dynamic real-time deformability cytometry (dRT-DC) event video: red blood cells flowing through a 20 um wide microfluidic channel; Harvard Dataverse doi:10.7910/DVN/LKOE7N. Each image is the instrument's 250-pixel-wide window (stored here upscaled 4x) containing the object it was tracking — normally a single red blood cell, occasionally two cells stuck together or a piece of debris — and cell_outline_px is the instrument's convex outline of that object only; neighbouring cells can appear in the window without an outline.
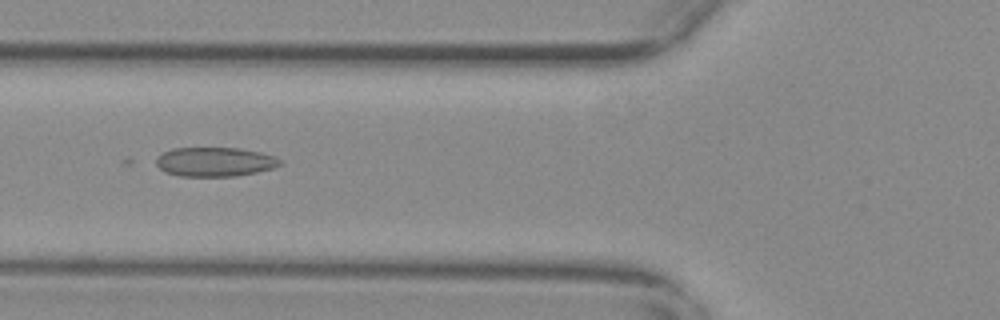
{"species": "common noctule bat (a hibernating species)", "species_latin": "Nyctalus noctula", "temperature_condition": "warm", "stored_images_in_passage": 43, "camera_frame_rate_fps": 3000, "um_per_image_px": 0.085, "animal": {"sex": "female", "body_mass_g": 29.2, "forearm_length_mm": 56.3}, "frame": {"image": 1, "passage_image": 9, "time_ms": 2.667, "image_size_px": [1000, 320], "cell_outline_px": [[280, 164], [272, 168], [256, 172], [236, 176], [180, 176], [164, 172], [156, 164], [156, 156], [172, 148], [240, 148], [260, 152], [272, 156], [280, 160]], "centroid_in_image_um": [18.21, 13.75], "position_along_channel_um": 107.6, "area_um2": 20.98}}
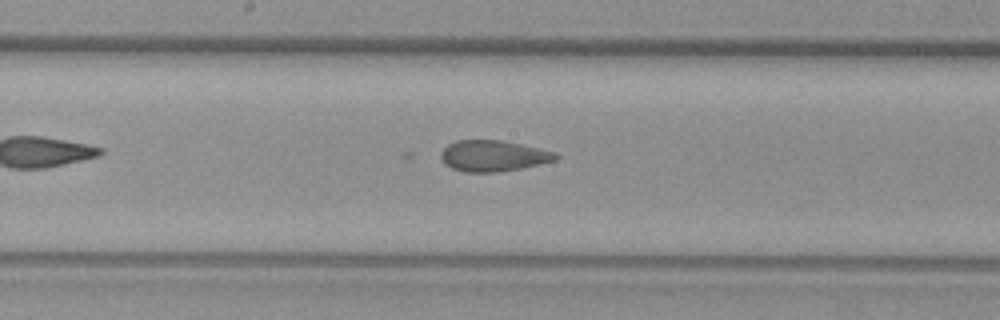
{"frame": {"image": 2, "passage_image": 17, "time_ms": 5.333, "image_size_px": [1000, 320], "cell_outline_px": [[560, 156], [556, 160], [540, 164], [520, 168], [496, 172], [464, 172], [452, 168], [444, 164], [440, 156], [440, 152], [448, 144], [456, 140], [500, 140], [520, 144], [556, 152]], "centroid_in_image_um": [41.9, 13.24], "position_along_channel_um": 206.3, "area_um2": 20.75}}
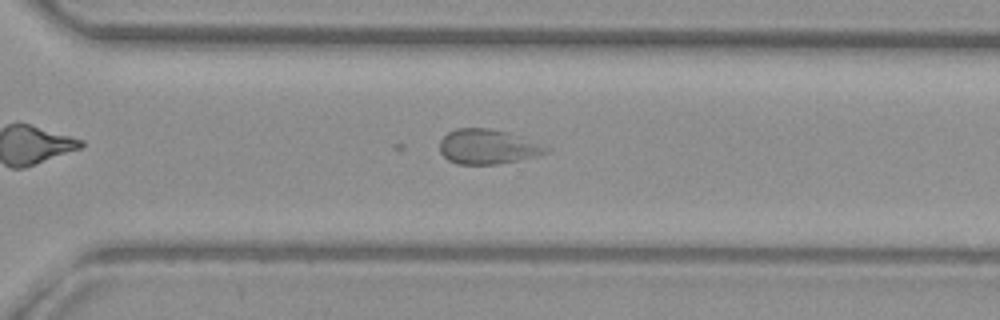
{"frame": {"image": 3, "passage_image": 27, "time_ms": 8.667, "image_size_px": [1000, 320], "cell_outline_px": [[552, 152], [536, 156], [496, 164], [456, 164], [448, 160], [440, 152], [440, 140], [448, 132], [456, 128], [488, 128], [508, 132], [552, 148]], "centroid_in_image_um": [41.46, 12.47], "position_along_channel_um": 329.1, "area_um2": 21.56}}